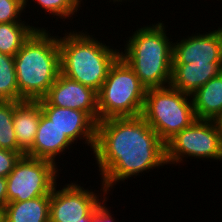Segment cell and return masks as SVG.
Returning <instances> with one entry per match:
<instances>
[{
    "mask_svg": "<svg viewBox=\"0 0 222 222\" xmlns=\"http://www.w3.org/2000/svg\"><path fill=\"white\" fill-rule=\"evenodd\" d=\"M0 222H6L5 221V207H0Z\"/></svg>",
    "mask_w": 222,
    "mask_h": 222,
    "instance_id": "4316f807",
    "label": "cell"
},
{
    "mask_svg": "<svg viewBox=\"0 0 222 222\" xmlns=\"http://www.w3.org/2000/svg\"><path fill=\"white\" fill-rule=\"evenodd\" d=\"M165 27L158 21L138 28L126 41L124 52H120L147 89L171 84L173 41Z\"/></svg>",
    "mask_w": 222,
    "mask_h": 222,
    "instance_id": "3957f363",
    "label": "cell"
},
{
    "mask_svg": "<svg viewBox=\"0 0 222 222\" xmlns=\"http://www.w3.org/2000/svg\"><path fill=\"white\" fill-rule=\"evenodd\" d=\"M58 171L57 164L49 160L22 156L6 177L8 203L51 195Z\"/></svg>",
    "mask_w": 222,
    "mask_h": 222,
    "instance_id": "ba28073f",
    "label": "cell"
},
{
    "mask_svg": "<svg viewBox=\"0 0 222 222\" xmlns=\"http://www.w3.org/2000/svg\"><path fill=\"white\" fill-rule=\"evenodd\" d=\"M222 72V63L173 64L171 86L192 95L211 78Z\"/></svg>",
    "mask_w": 222,
    "mask_h": 222,
    "instance_id": "5bb4252c",
    "label": "cell"
},
{
    "mask_svg": "<svg viewBox=\"0 0 222 222\" xmlns=\"http://www.w3.org/2000/svg\"><path fill=\"white\" fill-rule=\"evenodd\" d=\"M42 109L38 100L14 102L13 125L18 146L26 153L33 145Z\"/></svg>",
    "mask_w": 222,
    "mask_h": 222,
    "instance_id": "9a60e30c",
    "label": "cell"
},
{
    "mask_svg": "<svg viewBox=\"0 0 222 222\" xmlns=\"http://www.w3.org/2000/svg\"><path fill=\"white\" fill-rule=\"evenodd\" d=\"M48 32L38 27L14 56L19 102L42 99L61 73L58 35Z\"/></svg>",
    "mask_w": 222,
    "mask_h": 222,
    "instance_id": "7a4b0ae2",
    "label": "cell"
},
{
    "mask_svg": "<svg viewBox=\"0 0 222 222\" xmlns=\"http://www.w3.org/2000/svg\"><path fill=\"white\" fill-rule=\"evenodd\" d=\"M214 122L217 125L218 132L222 141V113L216 119H214Z\"/></svg>",
    "mask_w": 222,
    "mask_h": 222,
    "instance_id": "484cf974",
    "label": "cell"
},
{
    "mask_svg": "<svg viewBox=\"0 0 222 222\" xmlns=\"http://www.w3.org/2000/svg\"><path fill=\"white\" fill-rule=\"evenodd\" d=\"M106 198L96 207V210L94 214L92 215V222H114V218L112 217L113 214H111L108 206H105L107 202Z\"/></svg>",
    "mask_w": 222,
    "mask_h": 222,
    "instance_id": "cb8c5ba5",
    "label": "cell"
},
{
    "mask_svg": "<svg viewBox=\"0 0 222 222\" xmlns=\"http://www.w3.org/2000/svg\"><path fill=\"white\" fill-rule=\"evenodd\" d=\"M81 222H92V216L88 220H83Z\"/></svg>",
    "mask_w": 222,
    "mask_h": 222,
    "instance_id": "83f0119b",
    "label": "cell"
},
{
    "mask_svg": "<svg viewBox=\"0 0 222 222\" xmlns=\"http://www.w3.org/2000/svg\"><path fill=\"white\" fill-rule=\"evenodd\" d=\"M0 100L19 102L14 56L0 53Z\"/></svg>",
    "mask_w": 222,
    "mask_h": 222,
    "instance_id": "d6986e66",
    "label": "cell"
},
{
    "mask_svg": "<svg viewBox=\"0 0 222 222\" xmlns=\"http://www.w3.org/2000/svg\"><path fill=\"white\" fill-rule=\"evenodd\" d=\"M92 151L108 193L117 182L167 165L165 143L141 115L97 122Z\"/></svg>",
    "mask_w": 222,
    "mask_h": 222,
    "instance_id": "6da1fadb",
    "label": "cell"
},
{
    "mask_svg": "<svg viewBox=\"0 0 222 222\" xmlns=\"http://www.w3.org/2000/svg\"><path fill=\"white\" fill-rule=\"evenodd\" d=\"M88 34L72 30L58 36L61 74L98 93L120 51Z\"/></svg>",
    "mask_w": 222,
    "mask_h": 222,
    "instance_id": "277c9868",
    "label": "cell"
},
{
    "mask_svg": "<svg viewBox=\"0 0 222 222\" xmlns=\"http://www.w3.org/2000/svg\"><path fill=\"white\" fill-rule=\"evenodd\" d=\"M141 116L164 143L196 120L191 95L171 85L146 90Z\"/></svg>",
    "mask_w": 222,
    "mask_h": 222,
    "instance_id": "8992f818",
    "label": "cell"
},
{
    "mask_svg": "<svg viewBox=\"0 0 222 222\" xmlns=\"http://www.w3.org/2000/svg\"><path fill=\"white\" fill-rule=\"evenodd\" d=\"M101 186L99 196L91 189H84L76 182L64 185L61 190H57V185H55L50 195L49 222L88 220L94 214L96 207L106 198V194L108 195L102 183Z\"/></svg>",
    "mask_w": 222,
    "mask_h": 222,
    "instance_id": "9c48e42d",
    "label": "cell"
},
{
    "mask_svg": "<svg viewBox=\"0 0 222 222\" xmlns=\"http://www.w3.org/2000/svg\"><path fill=\"white\" fill-rule=\"evenodd\" d=\"M42 113L74 143L85 139L94 150L96 123L83 111L57 106H41Z\"/></svg>",
    "mask_w": 222,
    "mask_h": 222,
    "instance_id": "7c38bea8",
    "label": "cell"
},
{
    "mask_svg": "<svg viewBox=\"0 0 222 222\" xmlns=\"http://www.w3.org/2000/svg\"><path fill=\"white\" fill-rule=\"evenodd\" d=\"M165 147L167 164L177 165L186 157L222 161V141L214 120L196 119L169 139Z\"/></svg>",
    "mask_w": 222,
    "mask_h": 222,
    "instance_id": "52a82bcc",
    "label": "cell"
},
{
    "mask_svg": "<svg viewBox=\"0 0 222 222\" xmlns=\"http://www.w3.org/2000/svg\"><path fill=\"white\" fill-rule=\"evenodd\" d=\"M25 152H15L9 149H0V177L6 178L14 169L19 159Z\"/></svg>",
    "mask_w": 222,
    "mask_h": 222,
    "instance_id": "603a6c76",
    "label": "cell"
},
{
    "mask_svg": "<svg viewBox=\"0 0 222 222\" xmlns=\"http://www.w3.org/2000/svg\"><path fill=\"white\" fill-rule=\"evenodd\" d=\"M178 41L173 43V64L222 63V27Z\"/></svg>",
    "mask_w": 222,
    "mask_h": 222,
    "instance_id": "8fae6325",
    "label": "cell"
},
{
    "mask_svg": "<svg viewBox=\"0 0 222 222\" xmlns=\"http://www.w3.org/2000/svg\"><path fill=\"white\" fill-rule=\"evenodd\" d=\"M14 102L0 100V145L3 149L24 152L18 146L13 128Z\"/></svg>",
    "mask_w": 222,
    "mask_h": 222,
    "instance_id": "ffe728a7",
    "label": "cell"
},
{
    "mask_svg": "<svg viewBox=\"0 0 222 222\" xmlns=\"http://www.w3.org/2000/svg\"><path fill=\"white\" fill-rule=\"evenodd\" d=\"M24 9L23 0H0V23L23 22L20 15Z\"/></svg>",
    "mask_w": 222,
    "mask_h": 222,
    "instance_id": "7402d4cb",
    "label": "cell"
},
{
    "mask_svg": "<svg viewBox=\"0 0 222 222\" xmlns=\"http://www.w3.org/2000/svg\"><path fill=\"white\" fill-rule=\"evenodd\" d=\"M111 1V0H110ZM123 1H125V0H123ZM127 1V0H126ZM115 2H122V0H113V3H115Z\"/></svg>",
    "mask_w": 222,
    "mask_h": 222,
    "instance_id": "f1b7e54d",
    "label": "cell"
},
{
    "mask_svg": "<svg viewBox=\"0 0 222 222\" xmlns=\"http://www.w3.org/2000/svg\"><path fill=\"white\" fill-rule=\"evenodd\" d=\"M0 23V53L15 56L37 27L28 22Z\"/></svg>",
    "mask_w": 222,
    "mask_h": 222,
    "instance_id": "ac0fdd59",
    "label": "cell"
},
{
    "mask_svg": "<svg viewBox=\"0 0 222 222\" xmlns=\"http://www.w3.org/2000/svg\"><path fill=\"white\" fill-rule=\"evenodd\" d=\"M27 1L25 0V7H27ZM35 2L53 17L57 16L60 19L68 18L70 20V17L75 15V12L81 6L82 0H35Z\"/></svg>",
    "mask_w": 222,
    "mask_h": 222,
    "instance_id": "44dd1931",
    "label": "cell"
},
{
    "mask_svg": "<svg viewBox=\"0 0 222 222\" xmlns=\"http://www.w3.org/2000/svg\"><path fill=\"white\" fill-rule=\"evenodd\" d=\"M147 88L120 56L97 93L99 121L142 114Z\"/></svg>",
    "mask_w": 222,
    "mask_h": 222,
    "instance_id": "5b68a950",
    "label": "cell"
},
{
    "mask_svg": "<svg viewBox=\"0 0 222 222\" xmlns=\"http://www.w3.org/2000/svg\"><path fill=\"white\" fill-rule=\"evenodd\" d=\"M50 195L26 201L9 202L5 206L6 222H49Z\"/></svg>",
    "mask_w": 222,
    "mask_h": 222,
    "instance_id": "e0dca14e",
    "label": "cell"
},
{
    "mask_svg": "<svg viewBox=\"0 0 222 222\" xmlns=\"http://www.w3.org/2000/svg\"><path fill=\"white\" fill-rule=\"evenodd\" d=\"M191 98L196 119H216L222 113V72L196 90Z\"/></svg>",
    "mask_w": 222,
    "mask_h": 222,
    "instance_id": "2e32d148",
    "label": "cell"
},
{
    "mask_svg": "<svg viewBox=\"0 0 222 222\" xmlns=\"http://www.w3.org/2000/svg\"><path fill=\"white\" fill-rule=\"evenodd\" d=\"M7 203V178L0 177V207H5Z\"/></svg>",
    "mask_w": 222,
    "mask_h": 222,
    "instance_id": "d4e9b609",
    "label": "cell"
},
{
    "mask_svg": "<svg viewBox=\"0 0 222 222\" xmlns=\"http://www.w3.org/2000/svg\"><path fill=\"white\" fill-rule=\"evenodd\" d=\"M38 101L40 106H57L83 111L96 124L99 122L97 92L61 73L47 94Z\"/></svg>",
    "mask_w": 222,
    "mask_h": 222,
    "instance_id": "30bf717a",
    "label": "cell"
},
{
    "mask_svg": "<svg viewBox=\"0 0 222 222\" xmlns=\"http://www.w3.org/2000/svg\"><path fill=\"white\" fill-rule=\"evenodd\" d=\"M73 142L53 122L41 113L36 137L26 156L49 160L57 164L55 158L70 149Z\"/></svg>",
    "mask_w": 222,
    "mask_h": 222,
    "instance_id": "4fadbf2b",
    "label": "cell"
}]
</instances>
